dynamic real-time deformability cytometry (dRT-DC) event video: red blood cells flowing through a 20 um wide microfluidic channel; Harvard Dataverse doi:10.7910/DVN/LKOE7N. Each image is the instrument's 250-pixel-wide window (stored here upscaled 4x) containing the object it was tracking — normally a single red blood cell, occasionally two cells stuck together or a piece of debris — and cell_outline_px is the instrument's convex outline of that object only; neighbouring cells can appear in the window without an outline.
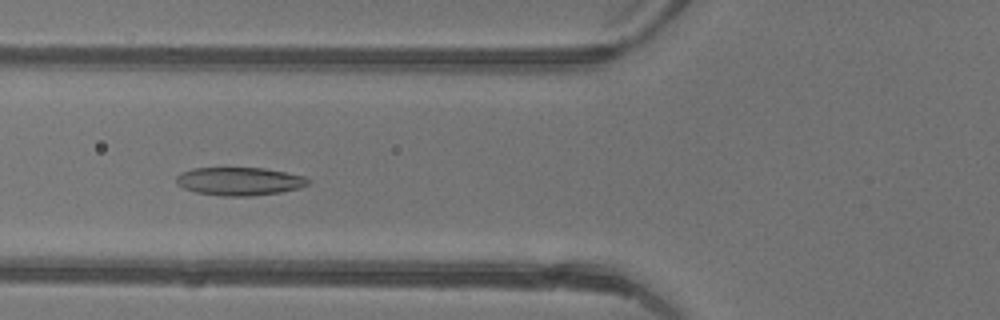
{"species": "common noctule bat (a hibernating species)", "species_latin": "Nyctalus noctula", "temperature_condition": "warm", "stored_images_in_passage": 48, "camera_frame_rate_fps": 3000, "um_per_image_px": 0.085, "animal": {"sex": "female"}, "frame": {"image": 1, "passage_image": 19, "time_ms": 6.0, "image_size_px": [1000, 320], "cell_outline_px": [[312, 180], [308, 184], [300, 188], [280, 192], [252, 196], [224, 196], [196, 192], [184, 188], [176, 184], [176, 176], [180, 172], [192, 168], [264, 168], [304, 176]], "centroid_in_image_um": [20.34, 15.41], "position_along_channel_um": 105.5, "area_um2": 21.68}}
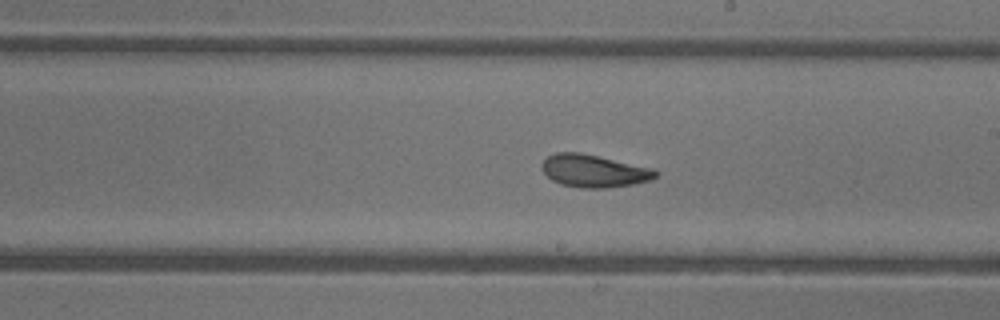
{"frame": {"image": 2, "passage_image": 28, "time_ms": 9.0, "image_size_px": [1000, 320], "cell_outline_px": [[660, 172], [652, 180], [632, 184], [608, 188], [580, 188], [560, 184], [552, 180], [540, 168], [540, 164], [548, 156], [556, 152], [580, 152], [652, 168]], "centroid_in_image_um": [50.47, 14.53], "position_along_channel_um": 238.5, "area_um2": 21.68}}
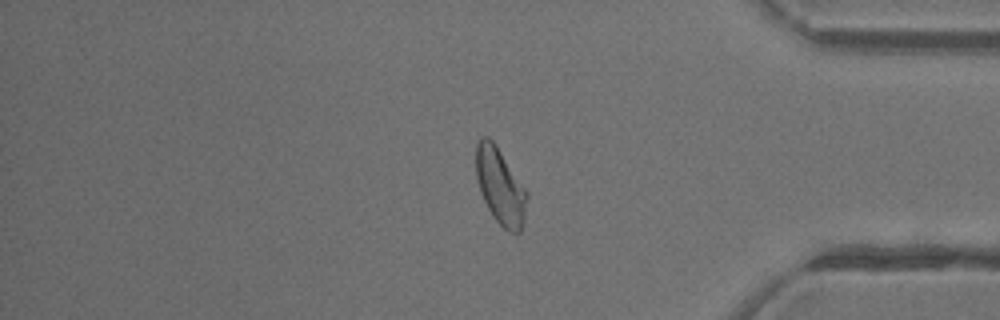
{"frame": {"image": 3, "passage_image": 40, "time_ms": 13.0, "image_size_px": [1000, 320], "cell_outline_px": [[528, 196], [524, 220], [520, 232], [512, 232], [504, 228], [492, 216], [480, 192], [476, 176], [476, 144], [480, 136], [488, 136], [496, 144], [528, 192]], "centroid_in_image_um": [42.52, 15.8], "position_along_channel_um": 392.7, "area_um2": 22.66}, "authors_computed_cell_mechanics": {"area_um2": 22.5998, "velocity_mm_per_s": 4.4318, "shape_relaxation_time_tau1_ms": 3.9122, "shape_relaxation_time_tau2_ms": 2.1381, "deformation_change_tau1": 0.1305, "deformation_change_tau2": 0.0733}}